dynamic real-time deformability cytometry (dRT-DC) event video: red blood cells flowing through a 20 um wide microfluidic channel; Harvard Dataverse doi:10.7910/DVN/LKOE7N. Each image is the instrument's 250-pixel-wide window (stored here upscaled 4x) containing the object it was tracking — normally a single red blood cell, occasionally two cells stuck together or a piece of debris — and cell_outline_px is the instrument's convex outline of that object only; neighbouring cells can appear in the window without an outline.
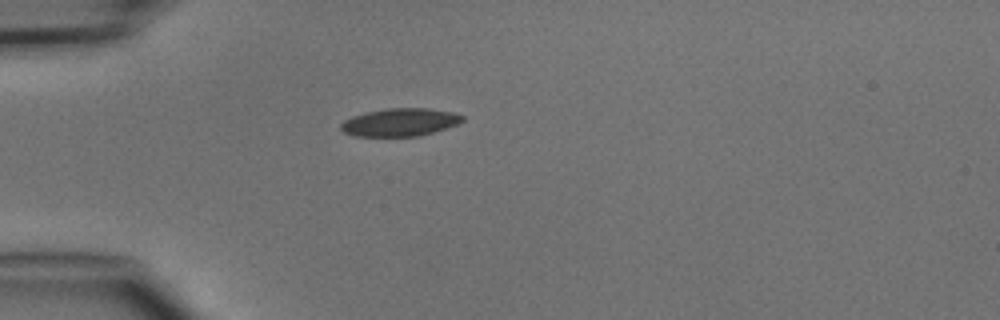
{"species": "common noctule bat (a hibernating species)", "species_latin": "Nyctalus noctula", "temperature_condition": "cold", "stored_images_in_passage": 1, "camera_frame_rate_fps": 3000, "um_per_image_px": 0.085, "animal": {"sex": "male", "body_mass_g": 15.6}, "frame": {"image": 1, "passage_image": 1, "time_ms": 0.0, "image_size_px": [1000, 320], "cell_outline_px": [[464, 120], [456, 124], [420, 136], [352, 136], [344, 132], [340, 128], [340, 124], [344, 120], [352, 116], [364, 112], [388, 108], [428, 108], [452, 112], [464, 116]], "centroid_in_image_um": [33.95, 10.39], "position_along_channel_um": 51.0, "area_um2": 19.71}}